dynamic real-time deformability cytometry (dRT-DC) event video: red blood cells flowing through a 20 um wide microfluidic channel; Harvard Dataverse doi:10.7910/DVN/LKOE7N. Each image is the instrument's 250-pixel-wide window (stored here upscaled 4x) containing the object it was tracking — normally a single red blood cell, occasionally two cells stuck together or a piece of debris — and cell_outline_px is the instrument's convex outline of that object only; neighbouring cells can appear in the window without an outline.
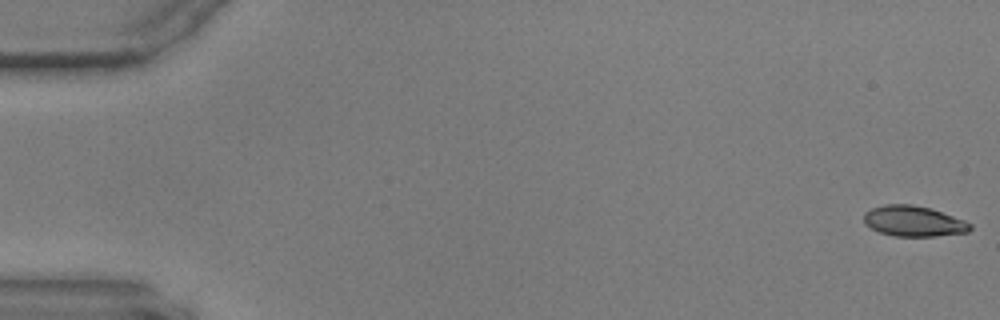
{"species": "common noctule bat (a hibernating species)", "species_latin": "Nyctalus noctula", "temperature_condition": "warm", "stored_images_in_passage": 12, "camera_frame_rate_fps": 3000, "um_per_image_px": 0.085, "animal": {"sex": "male", "body_mass_g": 17.9, "forearm_length_mm": 54.2}, "frame": {"image": 1, "passage_image": 1, "time_ms": 0.0, "image_size_px": [1000, 320], "cell_outline_px": [[972, 228], [968, 232], [936, 236], [896, 236], [880, 232], [864, 224], [864, 212], [872, 208], [884, 204], [912, 204], [932, 208], [964, 220], [972, 224]], "centroid_in_image_um": [77.66, 18.79], "position_along_channel_um": 7.3, "area_um2": 19.02}}